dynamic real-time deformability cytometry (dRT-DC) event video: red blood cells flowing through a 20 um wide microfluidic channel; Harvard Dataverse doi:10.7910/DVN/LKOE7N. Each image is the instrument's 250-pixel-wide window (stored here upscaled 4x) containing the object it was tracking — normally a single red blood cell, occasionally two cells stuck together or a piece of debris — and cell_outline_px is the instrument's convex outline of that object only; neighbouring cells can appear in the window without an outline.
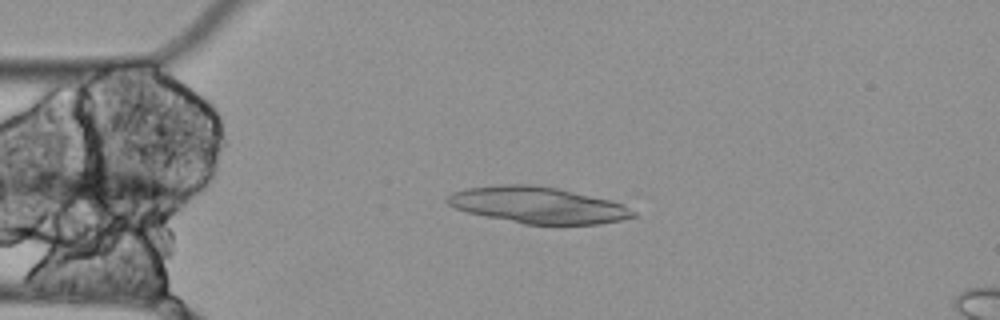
{"species": "Egyptian fruit bat (a non-hibernating species)", "species_latin": "Rousettus aegyptiacus", "temperature_condition": "cold", "stored_images_in_passage": 4, "camera_frame_rate_fps": 3000, "um_per_image_px": 0.085, "animal": {"sex": "female"}, "frame": {"image": 1, "passage_image": 3, "time_ms": 0.667, "image_size_px": [1000, 320], "cell_outline_px": [[636, 216], [620, 220], [600, 224], [524, 224], [468, 212], [456, 208], [448, 204], [444, 200], [452, 192], [468, 188], [500, 184], [536, 184], [556, 188], [612, 200], [624, 204], [636, 212]], "centroid_in_image_um": [45.75, 17.42], "position_along_channel_um": 39.3, "area_um2": 39.36}}